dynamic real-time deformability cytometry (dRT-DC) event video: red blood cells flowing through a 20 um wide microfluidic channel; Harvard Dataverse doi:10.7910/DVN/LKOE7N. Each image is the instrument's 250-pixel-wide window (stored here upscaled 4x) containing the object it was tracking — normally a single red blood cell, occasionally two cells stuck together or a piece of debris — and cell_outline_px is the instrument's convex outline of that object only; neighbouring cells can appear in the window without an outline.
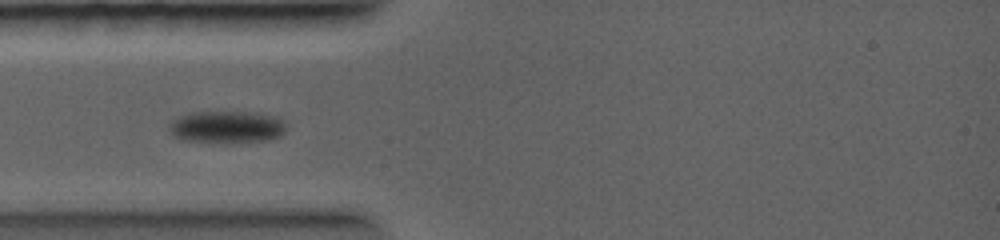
{"species": "common noctule bat (a hibernating species)", "species_latin": "Nyctalus noctula", "temperature_condition": "warm", "stored_images_in_passage": 33, "camera_frame_rate_fps": 5000, "um_per_image_px": 0.085, "animal": {"sex": "female", "body_mass_g": 19.0, "forearm_length_mm": 56.7}, "frame": {"image": 1, "passage_image": 6, "time_ms": 1.4, "image_size_px": [1000, 240], "cell_outline_px": [[288, 124], [284, 132], [280, 136], [264, 140], [184, 140], [176, 136], [168, 128], [172, 120], [180, 116], [192, 112], [260, 112], [280, 116]], "centroid_in_image_um": [19.37, 10.72], "position_along_channel_um": 65.6, "area_um2": 21.33}}